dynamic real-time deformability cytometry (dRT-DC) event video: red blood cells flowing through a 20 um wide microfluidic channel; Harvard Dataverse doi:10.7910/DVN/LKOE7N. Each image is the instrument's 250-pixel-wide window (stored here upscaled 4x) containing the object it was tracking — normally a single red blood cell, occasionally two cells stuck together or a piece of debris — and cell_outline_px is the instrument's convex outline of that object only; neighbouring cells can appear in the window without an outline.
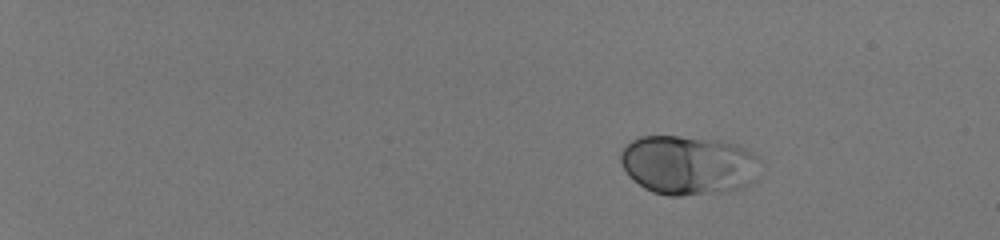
{"species": "human", "species_latin": "Homo sapiens", "temperature_condition": "room temperature", "stored_images_in_passage": 48, "camera_frame_rate_fps": 3000, "um_per_image_px": 0.085, "donor": {"sex": "male"}, "frame": {"image": 1, "passage_image": 1, "time_ms": 0.0, "image_size_px": [1000, 240], "cell_outline_px": [[760, 160], [748, 184], [728, 192], [680, 196], [668, 196], [652, 192], [644, 188], [628, 176], [620, 164], [620, 152], [632, 140], [640, 136], [680, 136], [720, 140], [736, 144], [748, 148], [756, 152]], "centroid_in_image_um": [58.47, 14.02], "position_along_channel_um": 26.5, "area_um2": 48.55}}
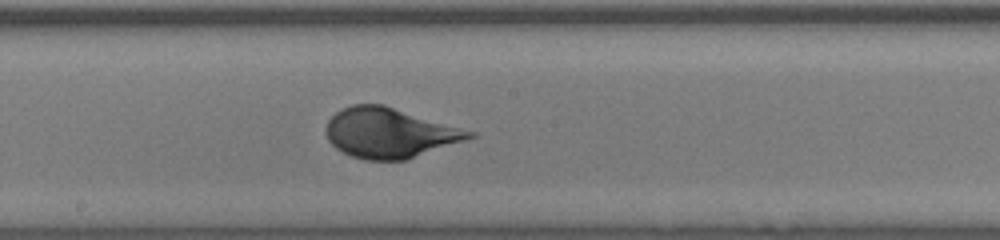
{"frame": {"image": 2, "passage_image": 28, "time_ms": 9.0, "image_size_px": [1000, 240], "cell_outline_px": [[476, 136], [404, 160], [364, 160], [352, 156], [336, 148], [328, 140], [324, 132], [324, 128], [328, 120], [336, 112], [352, 104], [384, 104], [476, 132]], "centroid_in_image_um": [33.07, 11.28], "position_along_channel_um": 215.1, "area_um2": 41.5}}
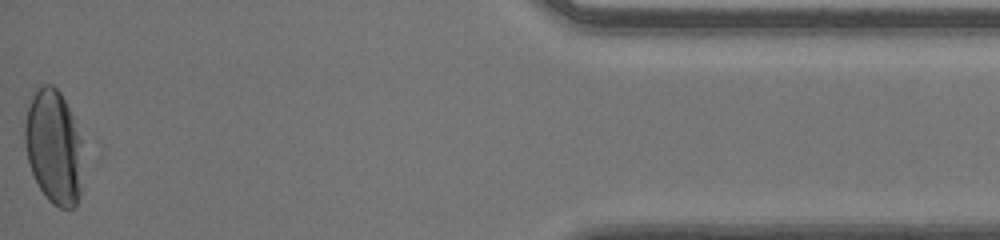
{"frame": {"image": 3, "passage_image": 48, "time_ms": 15.667, "image_size_px": [1000, 240], "cell_outline_px": [[84, 160], [80, 192], [76, 204], [72, 208], [60, 208], [52, 204], [48, 200], [40, 188], [32, 172], [28, 160], [24, 144], [24, 124], [28, 108], [32, 96], [44, 84], [52, 84], [60, 92], [72, 116], [80, 140]], "centroid_in_image_um": [4.57, 12.53], "position_along_channel_um": 430.6, "area_um2": 38.55}}